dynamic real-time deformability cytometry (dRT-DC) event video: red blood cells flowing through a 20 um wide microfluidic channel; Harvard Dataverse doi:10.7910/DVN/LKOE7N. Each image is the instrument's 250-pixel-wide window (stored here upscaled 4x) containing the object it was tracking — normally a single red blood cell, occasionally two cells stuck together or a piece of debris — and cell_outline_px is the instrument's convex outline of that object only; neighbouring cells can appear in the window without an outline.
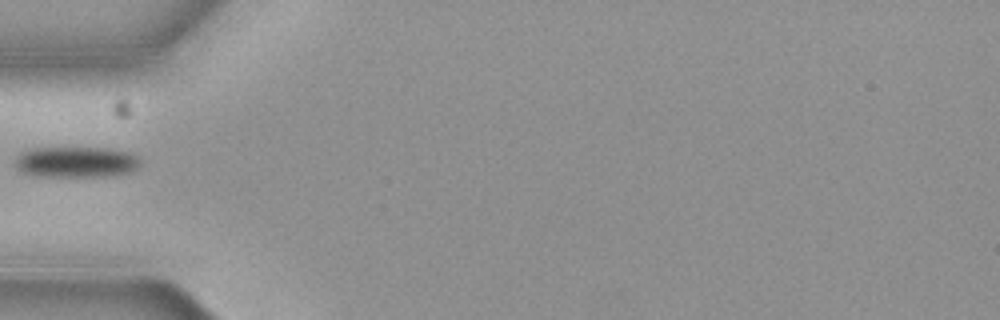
{"species": "common noctule bat (a hibernating species)", "species_latin": "Nyctalus noctula", "temperature_condition": "cold", "stored_images_in_passage": 4, "camera_frame_rate_fps": 3000, "um_per_image_px": 0.085, "animal": {"sex": "female", "body_mass_g": 19.3, "forearm_length_mm": 54.1}, "frame": {"image": 1, "passage_image": 3, "time_ms": 0.667, "image_size_px": [1000, 320], "cell_outline_px": [[140, 164], [132, 172], [116, 176], [36, 176], [24, 172], [16, 168], [12, 164], [16, 156], [20, 152], [32, 148], [108, 148], [132, 152], [140, 160]], "centroid_in_image_um": [6.47, 13.77], "position_along_channel_um": 78.5, "area_um2": 22.89}}
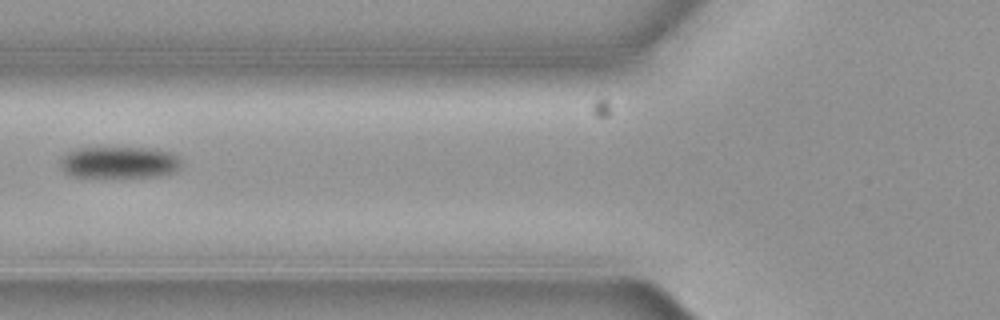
{"frame": {"image": 2, "passage_image": 4, "time_ms": 1.0, "image_size_px": [1000, 320], "cell_outline_px": [[180, 168], [176, 172], [160, 176], [72, 176], [64, 172], [60, 164], [60, 160], [68, 152], [80, 148], [156, 148], [172, 152], [180, 160]], "centroid_in_image_um": [10.18, 13.79], "position_along_channel_um": 115.6, "area_um2": 22.2}}